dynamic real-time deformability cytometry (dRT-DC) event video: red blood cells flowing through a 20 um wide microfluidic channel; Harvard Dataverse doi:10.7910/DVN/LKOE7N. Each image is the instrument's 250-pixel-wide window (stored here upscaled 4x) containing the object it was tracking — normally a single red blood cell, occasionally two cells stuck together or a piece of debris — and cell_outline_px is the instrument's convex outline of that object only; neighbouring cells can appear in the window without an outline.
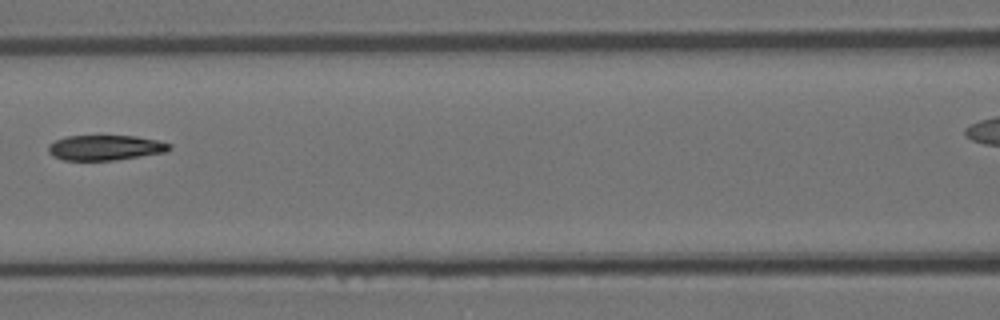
{"species": "Egyptian fruit bat (a non-hibernating species)", "species_latin": "Rousettus aegyptiacus", "temperature_condition": "room temperature", "stored_images_in_passage": 6, "segment_of_instrument_passage": [1, 2], "camera_frame_rate_fps": 3000, "um_per_image_px": 0.085, "animal": {"sex": "female"}, "frame": {"image": 1, "passage_image": 5, "time_ms": 5.333, "image_size_px": [1000, 320], "cell_outline_px": [[172, 148], [168, 152], [116, 160], [64, 160], [52, 156], [48, 152], [48, 144], [64, 136], [136, 136], [156, 140], [172, 144]], "centroid_in_image_um": [8.96, 12.55], "position_along_channel_um": 157.6, "area_um2": 17.92}}